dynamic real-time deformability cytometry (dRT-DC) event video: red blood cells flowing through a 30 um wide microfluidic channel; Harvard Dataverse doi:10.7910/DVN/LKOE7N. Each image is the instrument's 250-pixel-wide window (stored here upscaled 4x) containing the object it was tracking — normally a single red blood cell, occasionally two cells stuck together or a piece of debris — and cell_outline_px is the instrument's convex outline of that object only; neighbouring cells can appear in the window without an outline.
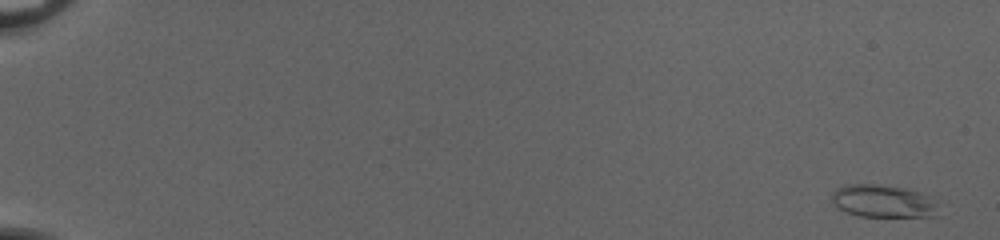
{"species": "common noctule bat (a hibernating species)", "species_latin": "Nyctalus noctula", "temperature_condition": "cold", "stored_images_in_passage": 55, "camera_frame_rate_fps": 3000, "um_per_image_px": 0.085, "animal": {"sex": "female", "body_mass_g": 20.0, "forearm_length_mm": 54.0}, "frame": {"image": 1, "passage_image": 3, "time_ms": 0.667, "image_size_px": [1000, 240], "cell_outline_px": [[940, 216], [860, 216], [836, 208], [832, 200], [832, 196], [836, 188], [848, 184], [876, 184], [904, 188], [932, 196]], "centroid_in_image_um": [75.07, 17.1], "position_along_channel_um": 9.9, "area_um2": 20.23}}
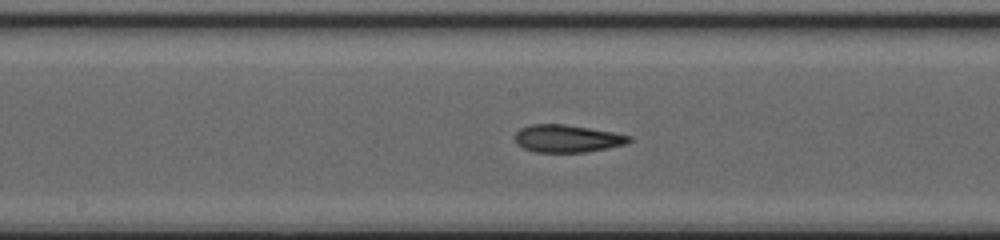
{"frame": {"image": 2, "passage_image": 32, "time_ms": 10.333, "image_size_px": [1000, 240], "cell_outline_px": [[632, 140], [628, 144], [608, 148], [584, 152], [536, 152], [524, 148], [516, 140], [516, 132], [520, 128], [528, 124], [564, 124], [612, 132], [632, 136]], "centroid_in_image_um": [48.25, 11.77], "position_along_channel_um": 200.0, "area_um2": 18.21}}
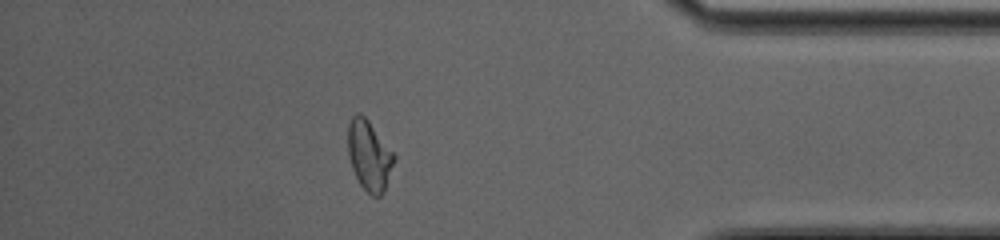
{"frame": {"image": 3, "passage_image": 49, "time_ms": 16.0, "image_size_px": [1000, 240], "cell_outline_px": [[396, 156], [384, 192], [380, 196], [372, 196], [360, 184], [352, 168], [348, 156], [348, 124], [352, 116], [356, 112], [360, 112], [368, 120]], "centroid_in_image_um": [31.37, 13.2], "position_along_channel_um": 403.8, "area_um2": 18.73}, "authors_computed_cell_mechanics": {"area_um2": 18.8428, "velocity_mm_per_s": 4.0623, "shape_relaxation_time_tau1_ms": null, "shape_relaxation_time_tau2_ms": 1.7945, "deformation_change_tau1": null, "deformation_change_tau2": 0.0934}}